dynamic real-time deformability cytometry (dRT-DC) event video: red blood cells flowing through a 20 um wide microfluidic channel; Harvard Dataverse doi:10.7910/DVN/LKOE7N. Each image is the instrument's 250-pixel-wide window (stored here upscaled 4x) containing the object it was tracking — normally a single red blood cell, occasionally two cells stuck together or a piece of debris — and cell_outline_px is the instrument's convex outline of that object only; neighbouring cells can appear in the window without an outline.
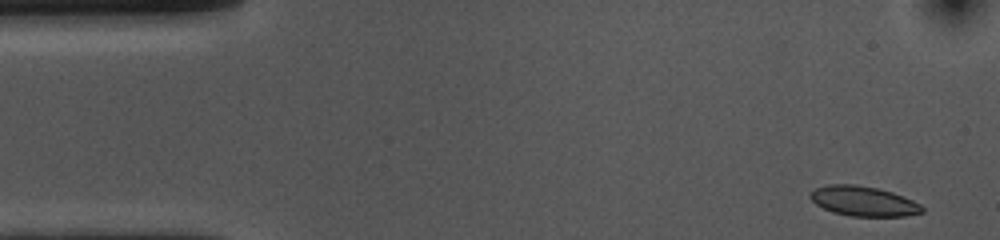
{"species": "common noctule bat (a hibernating species)", "species_latin": "Nyctalus noctula", "temperature_condition": "cold", "stored_images_in_passage": 52, "camera_frame_rate_fps": 3000, "um_per_image_px": 0.085, "animal": {"sex": "female", "body_mass_g": 10.0, "forearm_length_mm": 53.1}, "frame": {"image": 1, "passage_image": 1, "time_ms": 0.0, "image_size_px": [1000, 240], "cell_outline_px": [[924, 212], [904, 216], [852, 216], [832, 212], [816, 204], [808, 196], [816, 188], [828, 184], [856, 184], [876, 188], [892, 192], [912, 200], [920, 204], [924, 208]], "centroid_in_image_um": [73.39, 17.1], "position_along_channel_um": 11.6, "area_um2": 19.36}}
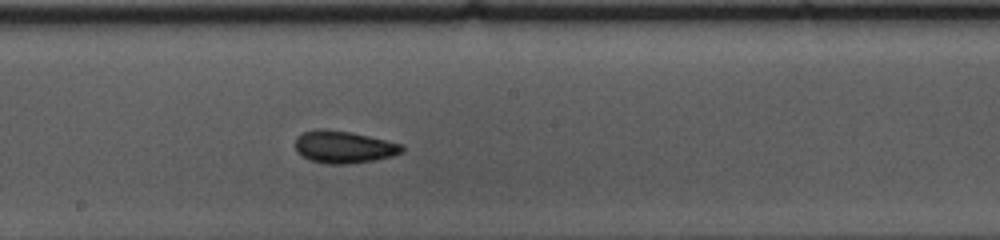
{"frame": {"image": 2, "passage_image": 26, "time_ms": 8.333, "image_size_px": [1000, 240], "cell_outline_px": [[404, 152], [392, 156], [376, 160], [348, 164], [328, 164], [312, 160], [296, 152], [296, 136], [304, 132], [316, 128], [324, 128], [348, 132], [368, 136], [404, 144]], "centroid_in_image_um": [29.24, 12.49], "position_along_channel_um": 219.0, "area_um2": 20.11}}
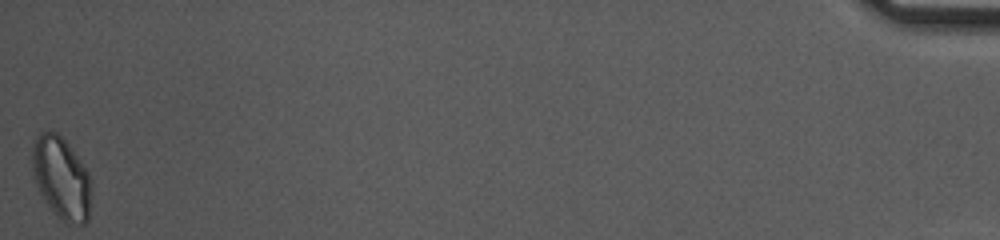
{"frame": {"image": 3, "passage_image": 52, "time_ms": 17.0, "image_size_px": [1000, 240], "cell_outline_px": [[92, 192], [88, 220], [84, 224], [68, 224], [60, 220], [48, 208], [40, 192], [32, 168], [32, 148], [36, 136], [40, 132], [56, 132], [68, 144], [80, 160], [88, 172], [92, 184]], "centroid_in_image_um": [5.24, 15.18], "position_along_channel_um": 430.0, "area_um2": 28.5}, "authors_computed_cell_mechanics": {"area_um2": 19.8832, "velocity_mm_per_s": 3.6289, "shape_relaxation_time_tau1_ms": 5.0365, "shape_relaxation_time_tau2_ms": 2.924, "deformation_change_tau1": 0.0966, "deformation_change_tau2": 0.0613}}